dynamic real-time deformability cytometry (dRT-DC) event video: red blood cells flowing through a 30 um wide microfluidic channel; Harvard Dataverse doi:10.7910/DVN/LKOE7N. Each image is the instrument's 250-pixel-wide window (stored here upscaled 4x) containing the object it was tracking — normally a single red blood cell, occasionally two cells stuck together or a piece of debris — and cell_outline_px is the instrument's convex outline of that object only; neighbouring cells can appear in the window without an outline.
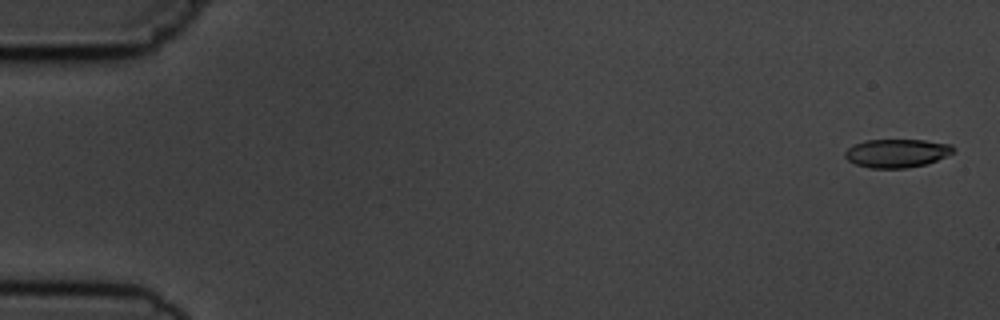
{"species": "common noctule bat (a hibernating species)", "species_latin": "Nyctalus noctula", "temperature_condition": "cold", "stored_images_in_passage": 6, "camera_frame_rate_fps": 3000, "um_per_image_px": 0.085, "animal": {"sex": "male", "body_mass_g": 19.5, "forearm_length_mm": 54.6}, "frame": {"image": 1, "passage_image": 1, "time_ms": 0.0, "image_size_px": [1000, 320], "cell_outline_px": [[956, 148], [952, 152], [936, 160], [924, 164], [904, 168], [872, 168], [856, 164], [848, 160], [844, 156], [844, 152], [852, 144], [864, 140], [924, 140], [952, 144]], "centroid_in_image_um": [76.19, 13.0], "position_along_channel_um": 8.8, "area_um2": 17.86}}
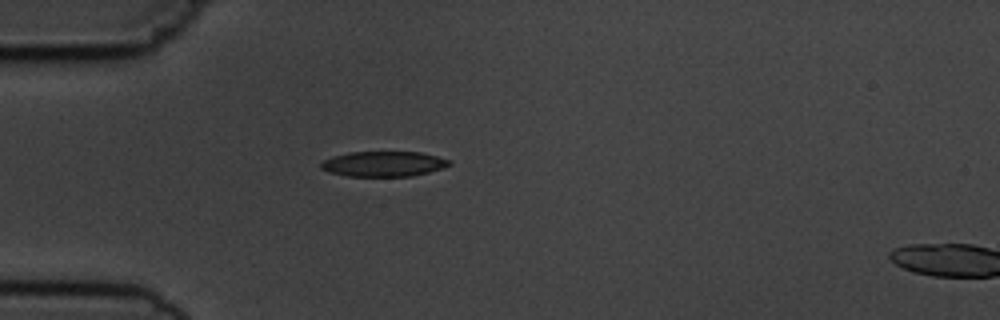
{"frame": {"image": 2, "passage_image": 5, "time_ms": 4.667, "image_size_px": [1000, 320], "cell_outline_px": [[452, 164], [444, 168], [412, 176], [348, 176], [328, 172], [320, 168], [320, 164], [324, 160], [332, 156], [348, 152], [420, 152], [452, 160]], "centroid_in_image_um": [32.61, 13.93], "position_along_channel_um": 52.4, "area_um2": 18.96}}